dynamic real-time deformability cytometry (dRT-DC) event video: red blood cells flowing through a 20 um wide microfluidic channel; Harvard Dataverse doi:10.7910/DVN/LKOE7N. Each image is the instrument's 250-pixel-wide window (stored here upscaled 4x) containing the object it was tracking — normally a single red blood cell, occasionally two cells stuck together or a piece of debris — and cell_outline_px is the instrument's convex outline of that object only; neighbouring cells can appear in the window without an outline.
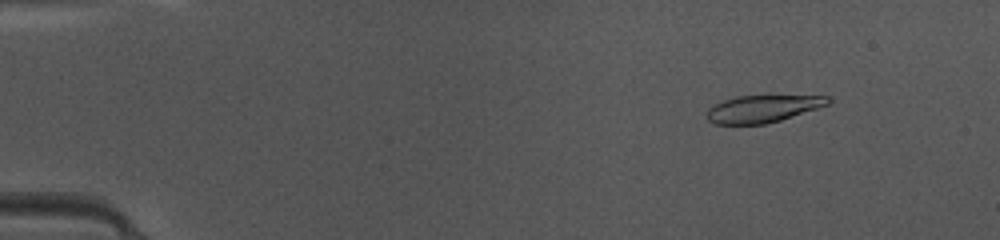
{"species": "common noctule bat (a hibernating species)", "species_latin": "Nyctalus noctula", "temperature_condition": "warm", "stored_images_in_passage": 48, "camera_frame_rate_fps": 3000, "um_per_image_px": 0.085, "animal": {"sex": "female", "body_mass_g": 10.0, "forearm_length_mm": 53.1}, "frame": {"image": 1, "passage_image": 6, "time_ms": 1.667, "image_size_px": [1000, 240], "cell_outline_px": [[832, 100], [828, 104], [780, 120], [764, 124], [716, 124], [708, 120], [708, 108], [724, 100], [736, 96], [832, 96]], "centroid_in_image_um": [64.83, 9.24], "position_along_channel_um": 20.2, "area_um2": 18.84}}
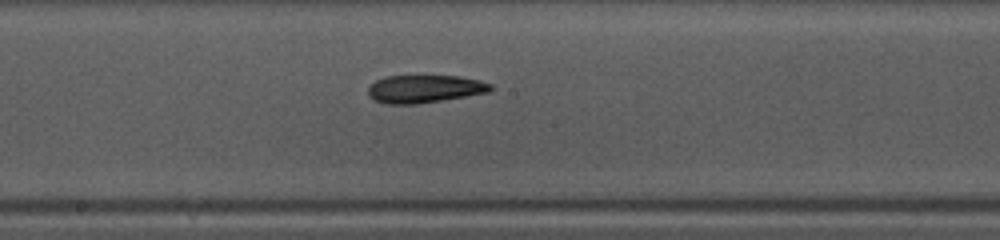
{"frame": {"image": 2, "passage_image": 26, "time_ms": 8.333, "image_size_px": [1000, 240], "cell_outline_px": [[496, 88], [488, 92], [416, 104], [384, 104], [368, 96], [368, 88], [376, 80], [384, 76], [460, 76], [480, 80], [492, 84]], "centroid_in_image_um": [36.1, 7.55], "position_along_channel_um": 212.1, "area_um2": 19.83}}
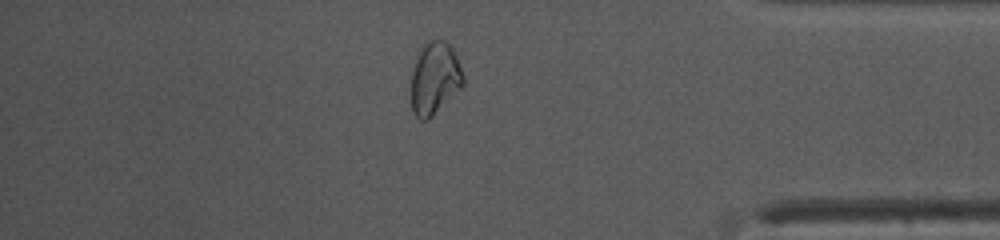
{"frame": {"image": 3, "passage_image": 41, "time_ms": 13.333, "image_size_px": [1000, 240], "cell_outline_px": [[464, 84], [428, 120], [420, 120], [412, 112], [412, 72], [416, 56], [420, 48], [428, 40], [444, 40], [452, 44], [464, 76]], "centroid_in_image_um": [36.95, 6.62], "position_along_channel_um": 398.2, "area_um2": 22.02}, "authors_computed_cell_mechanics": {"area_um2": 20.3745, "velocity_mm_per_s": 4.2098, "shape_relaxation_time_tau1_ms": null, "shape_relaxation_time_tau2_ms": 4.7346, "deformation_change_tau1": null, "deformation_change_tau2": 0.1366}}